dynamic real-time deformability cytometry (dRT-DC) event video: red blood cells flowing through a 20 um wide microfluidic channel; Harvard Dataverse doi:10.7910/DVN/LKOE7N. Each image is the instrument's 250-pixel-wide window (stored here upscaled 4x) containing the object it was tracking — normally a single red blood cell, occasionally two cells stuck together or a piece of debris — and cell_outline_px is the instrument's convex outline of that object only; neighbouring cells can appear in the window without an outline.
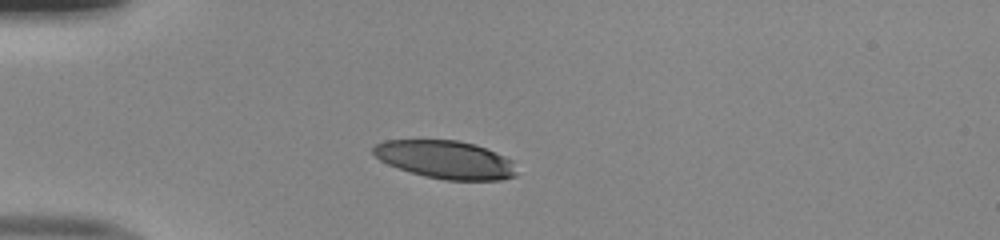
{"species": "human", "species_latin": "Homo sapiens", "temperature_condition": "room temperature", "stored_images_in_passage": 38, "camera_frame_rate_fps": 3000, "um_per_image_px": 0.085, "donor": {"sex": "male"}, "frame": {"image": 1, "passage_image": 1, "time_ms": 0.0, "image_size_px": [1000, 240], "cell_outline_px": [[516, 176], [500, 180], [444, 180], [424, 176], [388, 164], [380, 160], [372, 152], [372, 148], [376, 144], [384, 140], [456, 140], [472, 144], [484, 148], [504, 156], [512, 160], [516, 172]], "centroid_in_image_um": [37.85, 13.57], "position_along_channel_um": 47.1, "area_um2": 31.5}}
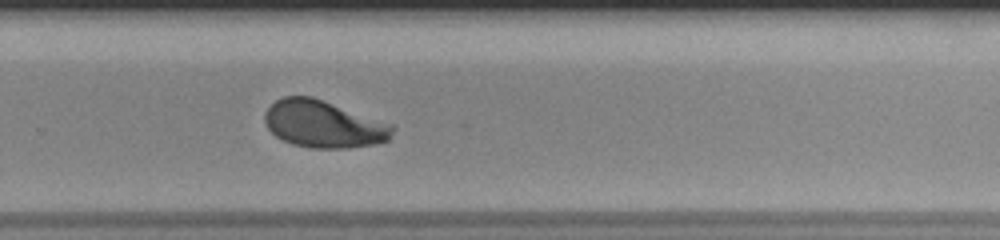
{"frame": {"image": 2, "passage_image": 22, "time_ms": 7.0, "image_size_px": [1000, 240], "cell_outline_px": [[396, 128], [388, 140], [376, 144], [348, 148], [308, 148], [292, 144], [276, 136], [268, 128], [264, 120], [264, 112], [276, 100], [284, 96], [312, 96], [396, 124]], "centroid_in_image_um": [27.56, 10.55], "position_along_channel_um": 302.2, "area_um2": 35.6}}
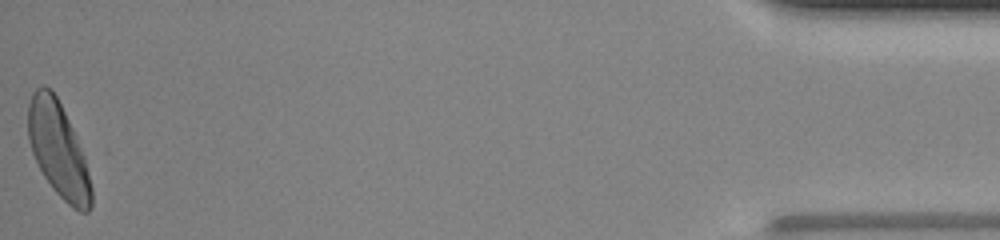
{"frame": {"image": 3, "passage_image": 38, "time_ms": 12.333, "image_size_px": [1000, 240], "cell_outline_px": [[92, 208], [88, 212], [80, 212], [72, 208], [52, 188], [44, 176], [32, 152], [28, 140], [28, 104], [32, 92], [36, 88], [44, 84], [56, 96], [76, 136], [84, 160], [92, 188]], "centroid_in_image_um": [4.94, 12.74], "position_along_channel_um": 430.3, "area_um2": 34.45}, "authors_computed_cell_mechanics": {"area_um2": 34.9112, "velocity_mm_per_s": 4.012, "shape_relaxation_time_tau1_ms": 3.5003, "shape_relaxation_time_tau2_ms": 1.125, "deformation_change_tau1": 0.1715, "deformation_change_tau2": 0.0626}}